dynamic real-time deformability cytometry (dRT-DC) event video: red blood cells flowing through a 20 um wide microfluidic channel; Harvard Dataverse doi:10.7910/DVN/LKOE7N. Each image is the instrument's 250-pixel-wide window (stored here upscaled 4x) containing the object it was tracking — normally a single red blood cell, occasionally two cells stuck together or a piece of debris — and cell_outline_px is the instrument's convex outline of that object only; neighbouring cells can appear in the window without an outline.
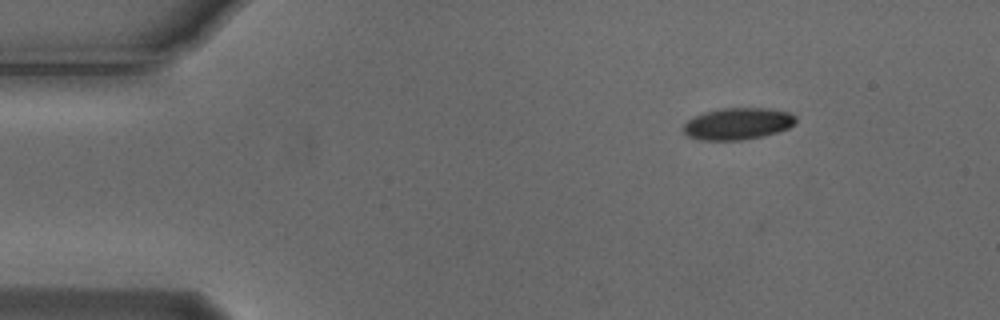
{"species": "Egyptian fruit bat (a non-hibernating species)", "species_latin": "Rousettus aegyptiacus", "temperature_condition": "cold", "stored_images_in_passage": 2, "camera_frame_rate_fps": 3000, "um_per_image_px": 0.085, "animal": {"sex": "male"}, "frame": {"image": 1, "passage_image": 2, "time_ms": 0.333, "image_size_px": [1000, 320], "cell_outline_px": [[796, 120], [788, 128], [776, 132], [744, 140], [700, 140], [688, 136], [684, 132], [684, 124], [688, 120], [704, 112], [724, 108], [768, 108], [788, 112], [796, 116]], "centroid_in_image_um": [62.7, 10.51], "position_along_channel_um": 22.3, "area_um2": 20.58}}